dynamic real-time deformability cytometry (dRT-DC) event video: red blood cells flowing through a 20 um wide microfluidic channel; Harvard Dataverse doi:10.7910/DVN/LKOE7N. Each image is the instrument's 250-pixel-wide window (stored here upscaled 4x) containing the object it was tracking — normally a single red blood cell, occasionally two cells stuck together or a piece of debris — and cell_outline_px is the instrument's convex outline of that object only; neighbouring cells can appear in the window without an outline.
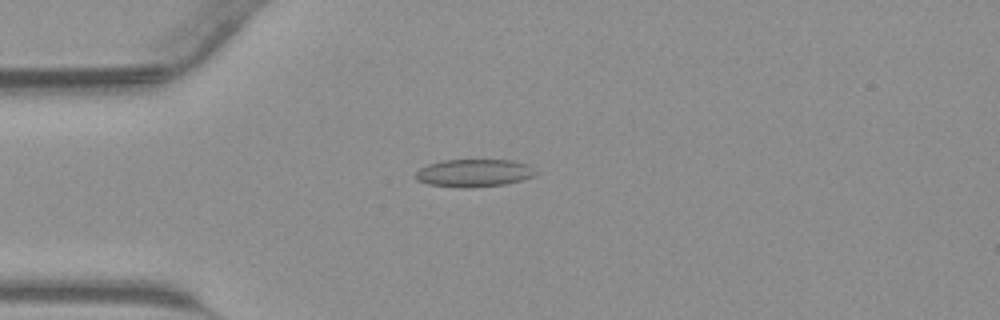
{"species": "common noctule bat (a hibernating species)", "species_latin": "Nyctalus noctula", "temperature_condition": "warm", "stored_images_in_passage": 36, "camera_frame_rate_fps": 3000, "um_per_image_px": 0.085, "animal": {"sex": "male", "body_mass_g": 23.1, "forearm_length_mm": 52.7}, "frame": {"image": 1, "passage_image": 4, "time_ms": 1.0, "image_size_px": [1000, 320], "cell_outline_px": [[536, 176], [504, 184], [468, 188], [460, 188], [428, 184], [416, 180], [412, 176], [420, 168], [428, 164], [440, 160], [512, 160], [528, 164], [536, 172]], "centroid_in_image_um": [40.24, 14.7], "position_along_channel_um": 44.8, "area_um2": 19.54}}
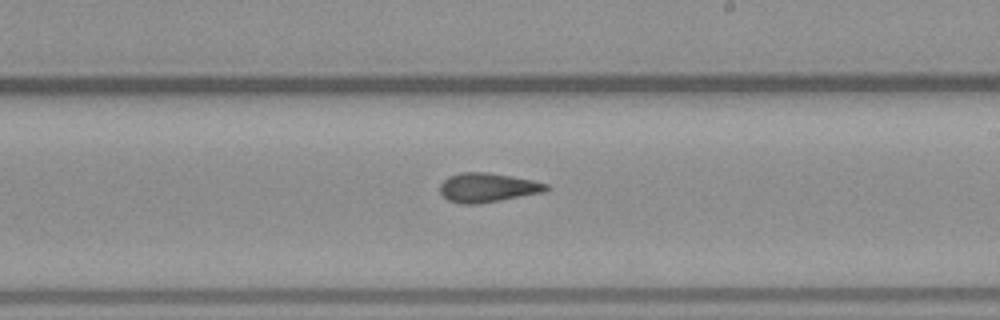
{"frame": {"image": 2, "passage_image": 18, "time_ms": 5.667, "image_size_px": [1000, 320], "cell_outline_px": [[552, 188], [544, 192], [500, 200], [476, 204], [460, 204], [448, 200], [440, 192], [440, 184], [448, 176], [460, 172], [484, 172], [512, 176], [532, 180], [548, 184]], "centroid_in_image_um": [41.45, 15.94], "position_along_channel_um": 247.6, "area_um2": 18.09}}
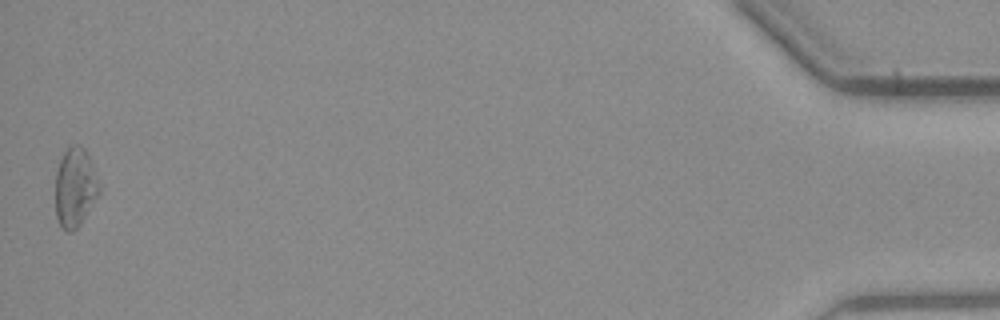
{"frame": {"image": 3, "passage_image": 36, "time_ms": 11.667, "image_size_px": [1000, 320], "cell_outline_px": [[100, 192], [80, 224], [72, 232], [68, 232], [60, 228], [56, 216], [56, 172], [60, 160], [64, 152], [72, 144], [80, 144], [84, 148], [92, 164], [100, 184]], "centroid_in_image_um": [6.38, 15.94], "position_along_channel_um": 428.8, "area_um2": 20.17}}